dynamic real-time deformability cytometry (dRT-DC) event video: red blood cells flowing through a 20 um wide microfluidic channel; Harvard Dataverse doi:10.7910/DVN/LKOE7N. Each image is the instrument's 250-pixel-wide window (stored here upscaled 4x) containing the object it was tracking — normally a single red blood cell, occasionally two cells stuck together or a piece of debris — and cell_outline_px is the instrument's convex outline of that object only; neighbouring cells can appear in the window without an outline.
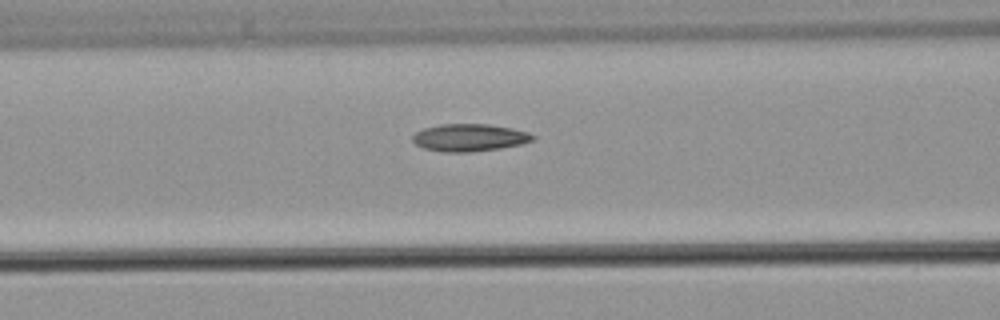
{"species": "common noctule bat (a hibernating species)", "species_latin": "Nyctalus noctula", "temperature_condition": "warm", "stored_images_in_passage": 4, "camera_frame_rate_fps": 3000, "um_per_image_px": 0.085, "animal": {"sex": "male", "body_mass_g": 21.5, "forearm_length_mm": 52.0}, "frame": {"image": 1, "passage_image": 4, "time_ms": 4.667, "image_size_px": [1000, 320], "cell_outline_px": [[536, 140], [524, 144], [500, 148], [472, 152], [444, 152], [424, 148], [416, 144], [412, 140], [412, 136], [416, 132], [424, 128], [440, 124], [488, 124], [512, 128], [528, 132], [536, 136]], "centroid_in_image_um": [39.95, 11.7], "position_along_channel_um": 126.7, "area_um2": 19.36}}